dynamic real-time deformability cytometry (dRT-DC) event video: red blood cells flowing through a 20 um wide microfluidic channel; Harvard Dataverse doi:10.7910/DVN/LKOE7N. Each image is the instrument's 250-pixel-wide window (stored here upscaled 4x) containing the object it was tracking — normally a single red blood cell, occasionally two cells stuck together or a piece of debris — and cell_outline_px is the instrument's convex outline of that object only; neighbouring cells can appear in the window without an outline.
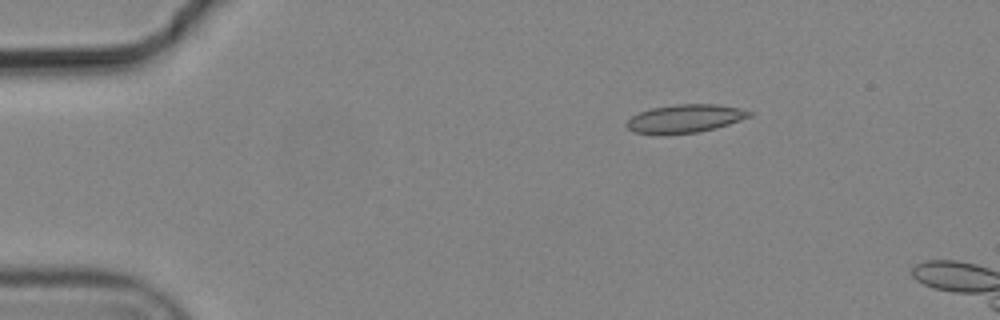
{"species": "common noctule bat (a hibernating species)", "species_latin": "Nyctalus noctula", "temperature_condition": "cold", "stored_images_in_passage": 3, "camera_frame_rate_fps": 3000, "um_per_image_px": 0.085, "animal": {"sex": "male", "body_mass_g": 19.2, "forearm_length_mm": 51.8}, "frame": {"image": 1, "passage_image": 1, "time_ms": 0.0, "image_size_px": [1000, 320], "cell_outline_px": [[756, 112], [752, 116], [716, 128], [696, 132], [632, 132], [624, 124], [632, 116], [640, 112], [652, 108], [676, 104], [720, 104], [740, 108]], "centroid_in_image_um": [58.31, 10.03], "position_along_channel_um": 26.7, "area_um2": 19.71}}